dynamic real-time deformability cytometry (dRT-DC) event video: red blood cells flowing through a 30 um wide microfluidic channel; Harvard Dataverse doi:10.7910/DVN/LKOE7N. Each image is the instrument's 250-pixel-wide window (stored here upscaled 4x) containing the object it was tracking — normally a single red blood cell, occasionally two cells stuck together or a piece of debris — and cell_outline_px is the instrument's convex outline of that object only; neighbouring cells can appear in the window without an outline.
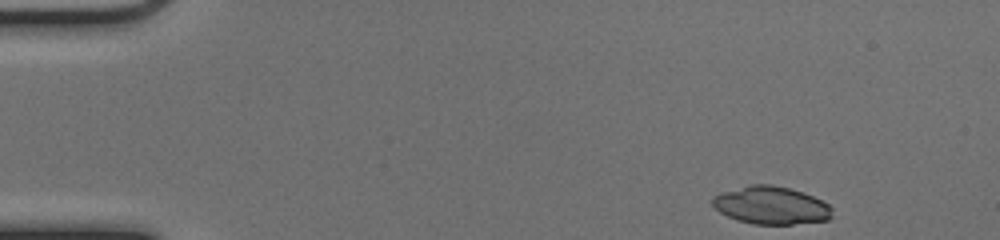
{"species": "common noctule bat (a hibernating species)", "species_latin": "Nyctalus noctula", "temperature_condition": "cold", "stored_images_in_passage": 48, "camera_frame_rate_fps": 3000, "um_per_image_px": 0.085, "animal": {"sex": "female", "body_mass_g": 17.0, "forearm_length_mm": 48.0}, "frame": {"image": 1, "passage_image": 1, "time_ms": 0.0, "image_size_px": [1000, 240], "cell_outline_px": [[832, 216], [828, 220], [792, 224], [752, 224], [736, 220], [720, 212], [712, 204], [712, 196], [724, 192], [752, 184], [772, 184], [804, 192], [828, 204], [832, 208]], "centroid_in_image_um": [65.55, 17.46], "position_along_channel_um": 19.4, "area_um2": 26.24}}
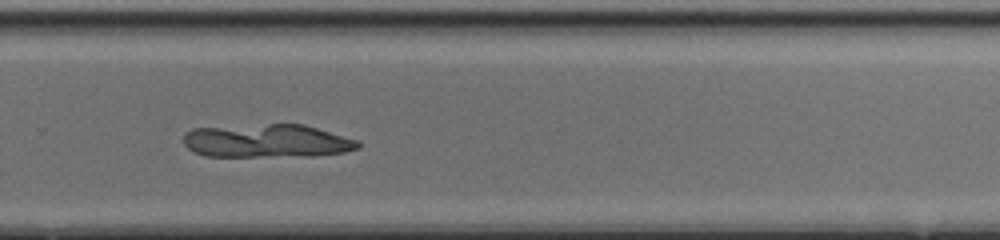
{"frame": {"image": 2, "passage_image": 31, "time_ms": 10.0, "image_size_px": [1000, 240], "cell_outline_px": [[360, 148], [344, 152], [312, 156], [204, 156], [188, 148], [184, 144], [184, 132], [192, 128], [268, 124], [304, 124], [360, 140]], "centroid_in_image_um": [22.73, 11.97], "position_along_channel_um": 307.1, "area_um2": 34.1}}
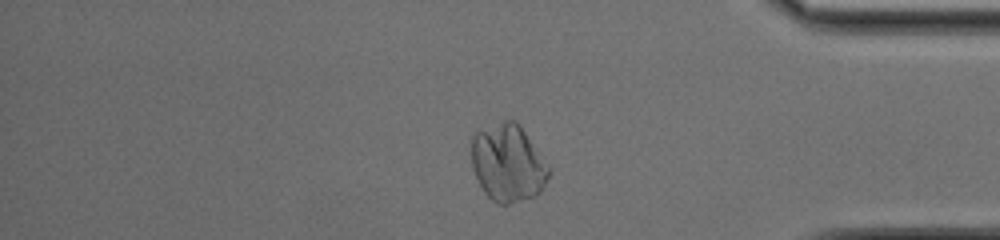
{"frame": {"image": 3, "passage_image": 39, "time_ms": 12.667, "image_size_px": [1000, 240], "cell_outline_px": [[552, 172], [540, 192], [536, 196], [508, 204], [496, 204], [484, 192], [472, 168], [472, 136], [476, 132], [504, 120], [516, 120], [520, 124]], "centroid_in_image_um": [43.18, 13.87], "position_along_channel_um": 392.0, "area_um2": 34.8}}